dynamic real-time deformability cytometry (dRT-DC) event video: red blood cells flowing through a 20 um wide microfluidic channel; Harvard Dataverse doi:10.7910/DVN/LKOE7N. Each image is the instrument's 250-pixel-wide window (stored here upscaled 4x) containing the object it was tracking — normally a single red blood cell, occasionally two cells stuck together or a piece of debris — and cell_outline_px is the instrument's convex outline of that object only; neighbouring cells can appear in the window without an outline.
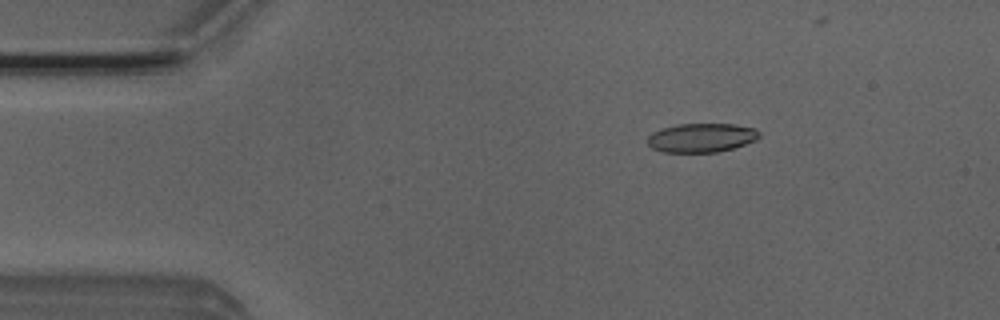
{"species": "Egyptian fruit bat (a non-hibernating species)", "species_latin": "Rousettus aegyptiacus", "temperature_condition": "room temperature", "stored_images_in_passage": 47, "camera_frame_rate_fps": 3000, "um_per_image_px": 0.085, "animal": {"sex": "male"}, "frame": {"image": 1, "passage_image": 8, "time_ms": 2.333, "image_size_px": [1000, 320], "cell_outline_px": [[760, 136], [756, 140], [732, 148], [716, 152], [664, 152], [652, 148], [648, 144], [648, 136], [652, 132], [660, 128], [676, 124], [736, 124], [756, 128], [760, 132]], "centroid_in_image_um": [59.62, 11.69], "position_along_channel_um": 25.4, "area_um2": 18.96}}
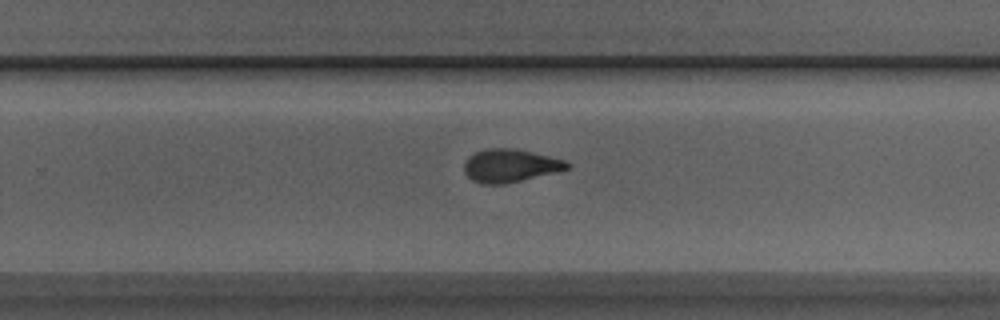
{"frame": {"image": 2, "passage_image": 32, "time_ms": 10.333, "image_size_px": [1000, 320], "cell_outline_px": [[572, 164], [568, 168], [504, 184], [480, 184], [472, 180], [464, 172], [464, 164], [468, 156], [476, 152], [488, 148], [512, 148], [532, 152], [564, 160]], "centroid_in_image_um": [43.3, 14.07], "position_along_channel_um": 286.5, "area_um2": 19.48}}
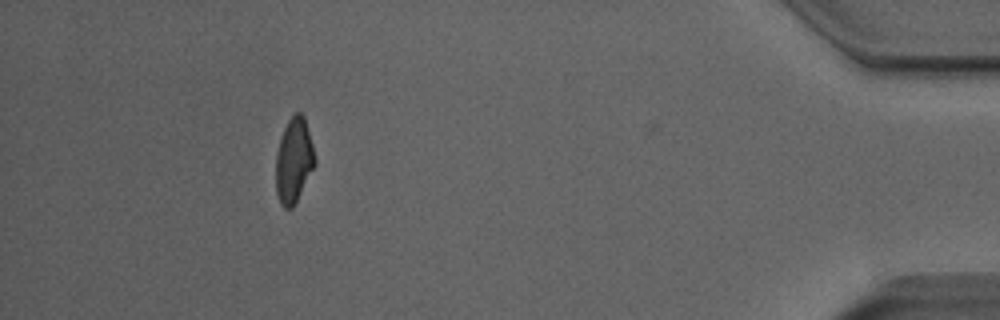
{"frame": {"image": 3, "passage_image": 46, "time_ms": 15.0, "image_size_px": [1000, 320], "cell_outline_px": [[316, 164], [292, 208], [284, 208], [280, 204], [276, 192], [276, 152], [284, 128], [288, 120], [296, 112], [300, 112], [304, 116], [312, 144], [316, 160]], "centroid_in_image_um": [24.97, 13.64], "position_along_channel_um": 410.2, "area_um2": 19.13}, "authors_computed_cell_mechanics": {"area_um2": 19.8832, "velocity_mm_per_s": 4.0306, "shape_relaxation_time_tau1_ms": 5.6615, "shape_relaxation_time_tau2_ms": 2.061, "deformation_change_tau1": 0.1723, "deformation_change_tau2": 0.0826}}